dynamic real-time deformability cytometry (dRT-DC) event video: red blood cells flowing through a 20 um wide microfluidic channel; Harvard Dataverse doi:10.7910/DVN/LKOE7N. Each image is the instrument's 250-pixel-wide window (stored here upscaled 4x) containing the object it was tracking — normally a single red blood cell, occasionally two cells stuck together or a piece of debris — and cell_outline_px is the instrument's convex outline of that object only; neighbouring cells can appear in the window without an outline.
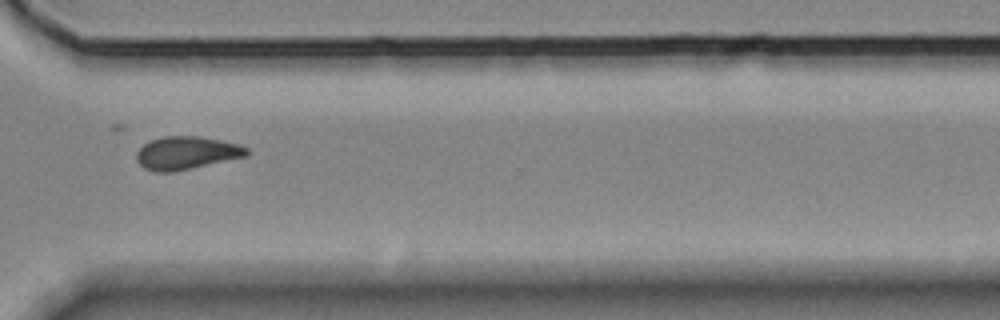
{"species": "Egyptian fruit bat (a non-hibernating species)", "species_latin": "Rousettus aegyptiacus", "temperature_condition": "room temperature", "stored_images_in_passage": 15, "camera_frame_rate_fps": 3000, "um_per_image_px": 0.085, "animal": {"sex": "female"}, "frame": {"image": 1, "passage_image": 11, "time_ms": 12.333, "image_size_px": [1000, 320], "cell_outline_px": [[248, 156], [172, 172], [156, 172], [144, 168], [136, 160], [136, 152], [144, 144], [152, 140], [164, 136], [200, 136], [240, 144], [248, 148]], "centroid_in_image_um": [15.86, 13.0], "position_along_channel_um": 354.7, "area_um2": 21.15}}